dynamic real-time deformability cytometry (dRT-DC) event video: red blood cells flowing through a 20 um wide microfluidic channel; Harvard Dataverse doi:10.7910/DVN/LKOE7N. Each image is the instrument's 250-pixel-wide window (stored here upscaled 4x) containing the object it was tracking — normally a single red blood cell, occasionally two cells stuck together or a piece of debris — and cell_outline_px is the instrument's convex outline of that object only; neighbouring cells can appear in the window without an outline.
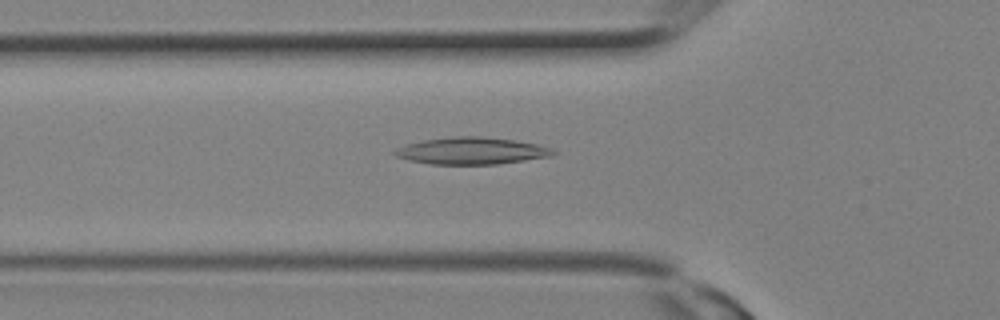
{"species": "Egyptian fruit bat (a non-hibernating species)", "species_latin": "Rousettus aegyptiacus", "temperature_condition": "room temperature", "stored_images_in_passage": 3, "camera_frame_rate_fps": 3000, "um_per_image_px": 0.085, "animal": {"sex": "female"}, "frame": {"image": 1, "passage_image": 3, "time_ms": 0.667, "image_size_px": [1000, 320], "cell_outline_px": [[560, 152], [552, 156], [496, 164], [428, 164], [408, 160], [396, 156], [392, 152], [396, 148], [408, 144], [424, 140], [452, 136], [480, 136], [516, 140], [536, 144], [552, 148]], "centroid_in_image_um": [40.1, 12.82], "position_along_channel_um": 85.7, "area_um2": 24.97}}